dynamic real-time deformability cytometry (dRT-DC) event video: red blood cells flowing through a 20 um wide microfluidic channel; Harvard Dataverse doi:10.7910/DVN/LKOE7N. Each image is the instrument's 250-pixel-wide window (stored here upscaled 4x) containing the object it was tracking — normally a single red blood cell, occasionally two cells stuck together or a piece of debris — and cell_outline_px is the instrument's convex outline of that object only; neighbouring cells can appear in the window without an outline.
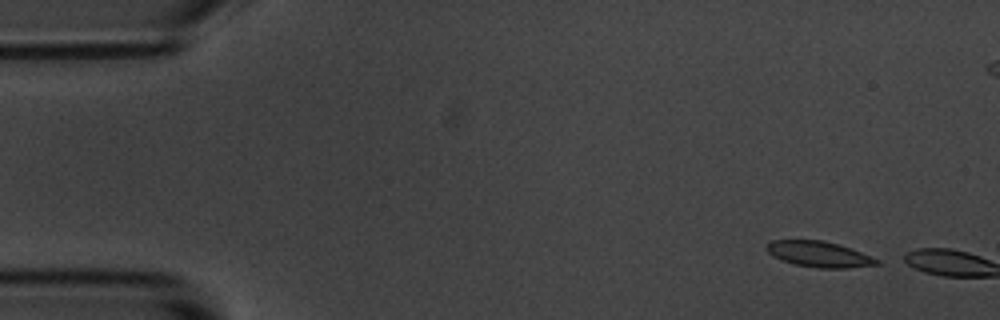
{"species": "common noctule bat (a hibernating species)", "species_latin": "Nyctalus noctula", "temperature_condition": "room temperature", "stored_images_in_passage": 2, "camera_frame_rate_fps": 3000, "um_per_image_px": 0.085, "animal": {"sex": "male", "body_mass_g": 20.1, "forearm_length_mm": 53.5}, "frame": {"image": 1, "passage_image": 1, "time_ms": 0.0, "image_size_px": [1000, 320], "cell_outline_px": [[880, 264], [844, 268], [816, 268], [796, 264], [784, 260], [768, 252], [764, 248], [772, 240], [820, 240], [852, 248], [872, 256], [880, 260]], "centroid_in_image_um": [69.66, 21.6], "position_along_channel_um": 15.3, "area_um2": 16.3}}